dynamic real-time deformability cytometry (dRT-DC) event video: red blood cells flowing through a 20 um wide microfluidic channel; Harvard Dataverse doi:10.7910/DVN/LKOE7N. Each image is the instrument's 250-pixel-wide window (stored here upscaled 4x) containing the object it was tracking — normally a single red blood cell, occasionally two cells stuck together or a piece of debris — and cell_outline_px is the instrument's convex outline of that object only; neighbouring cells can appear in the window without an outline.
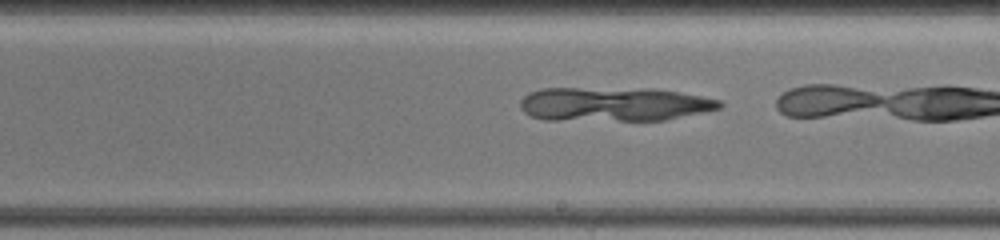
{"species": "common noctule bat (a hibernating species)", "species_latin": "Nyctalus noctula", "temperature_condition": "warm", "stored_images_in_passage": 17, "camera_frame_rate_fps": 3000, "um_per_image_px": 0.085, "animal": {"sex": "female", "body_mass_g": 19.5, "forearm_length_mm": 54.1}, "frame": {"image": 1, "passage_image": 12, "time_ms": 5.0, "image_size_px": [1000, 240], "cell_outline_px": [[724, 104], [720, 108], [704, 112], [664, 120], [544, 120], [532, 116], [524, 112], [520, 108], [520, 100], [528, 92], [544, 88], [652, 88], [680, 92], [720, 100]], "centroid_in_image_um": [52.17, 8.85], "position_along_channel_um": 236.8, "area_um2": 39.82}}
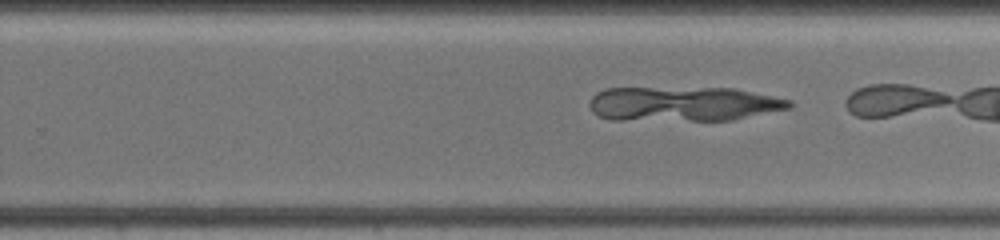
{"frame": {"image": 2, "passage_image": 15, "time_ms": 6.0, "image_size_px": [1000, 240], "cell_outline_px": [[792, 108], [732, 120], [612, 120], [600, 116], [592, 112], [588, 104], [592, 96], [596, 92], [604, 88], [732, 88], [792, 100]], "centroid_in_image_um": [58.06, 8.83], "position_along_channel_um": 271.7, "area_um2": 40.46}}